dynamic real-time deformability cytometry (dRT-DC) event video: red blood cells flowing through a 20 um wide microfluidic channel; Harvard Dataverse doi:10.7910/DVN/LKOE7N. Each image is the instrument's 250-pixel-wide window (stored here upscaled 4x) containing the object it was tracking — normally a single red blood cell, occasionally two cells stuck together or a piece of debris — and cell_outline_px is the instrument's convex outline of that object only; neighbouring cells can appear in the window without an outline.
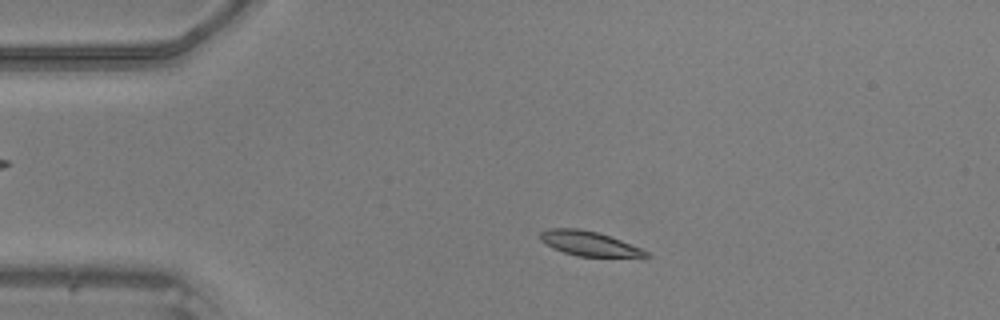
{"species": "common noctule bat (a hibernating species)", "species_latin": "Nyctalus noctula", "temperature_condition": "warm", "stored_images_in_passage": 46, "camera_frame_rate_fps": 3000, "um_per_image_px": 0.085, "animal": {"sex": "male", "body_mass_g": 20.5, "forearm_length_mm": 52.5}, "frame": {"image": 1, "passage_image": 7, "time_ms": 2.0, "image_size_px": [1000, 320], "cell_outline_px": [[652, 256], [644, 260], [576, 256], [552, 248], [540, 240], [540, 232], [548, 228], [580, 228], [600, 232], [640, 248], [648, 252]], "centroid_in_image_um": [50.21, 20.76], "position_along_channel_um": 34.8, "area_um2": 16.13}}
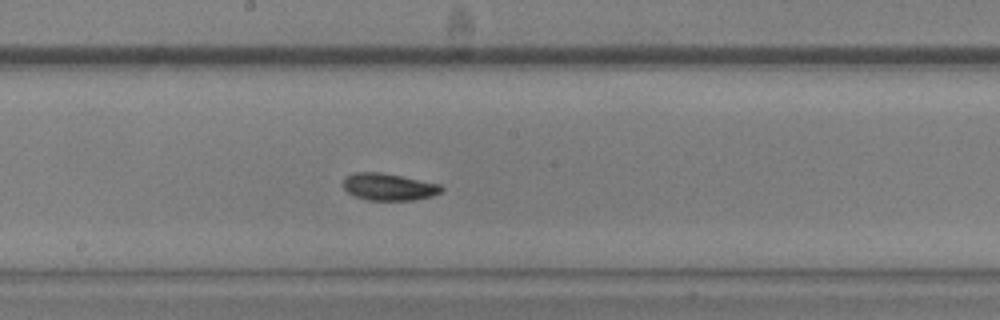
{"frame": {"image": 2, "passage_image": 23, "time_ms": 7.333, "image_size_px": [1000, 320], "cell_outline_px": [[444, 188], [440, 192], [432, 196], [412, 200], [368, 200], [352, 196], [344, 188], [344, 176], [356, 172], [380, 172], [440, 184]], "centroid_in_image_um": [33.01, 15.88], "position_along_channel_um": 215.2, "area_um2": 15.43}}
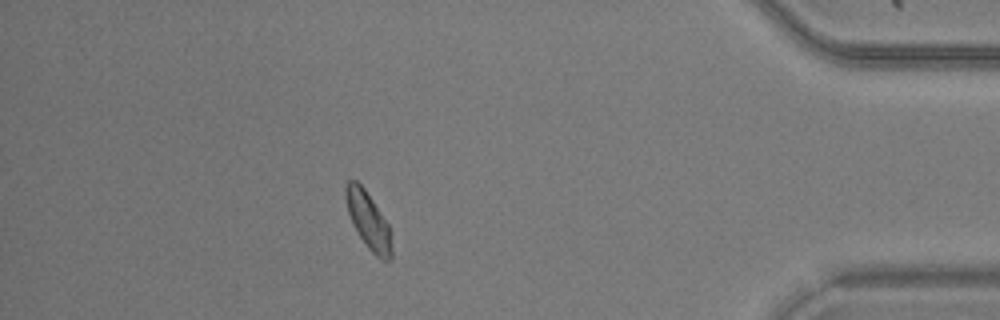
{"frame": {"image": 3, "passage_image": 40, "time_ms": 13.0, "image_size_px": [1000, 320], "cell_outline_px": [[392, 260], [380, 260], [368, 248], [352, 224], [348, 212], [344, 196], [344, 188], [348, 180], [356, 180], [364, 188], [388, 224], [392, 248]], "centroid_in_image_um": [31.29, 18.75], "position_along_channel_um": 403.9, "area_um2": 15.14}}